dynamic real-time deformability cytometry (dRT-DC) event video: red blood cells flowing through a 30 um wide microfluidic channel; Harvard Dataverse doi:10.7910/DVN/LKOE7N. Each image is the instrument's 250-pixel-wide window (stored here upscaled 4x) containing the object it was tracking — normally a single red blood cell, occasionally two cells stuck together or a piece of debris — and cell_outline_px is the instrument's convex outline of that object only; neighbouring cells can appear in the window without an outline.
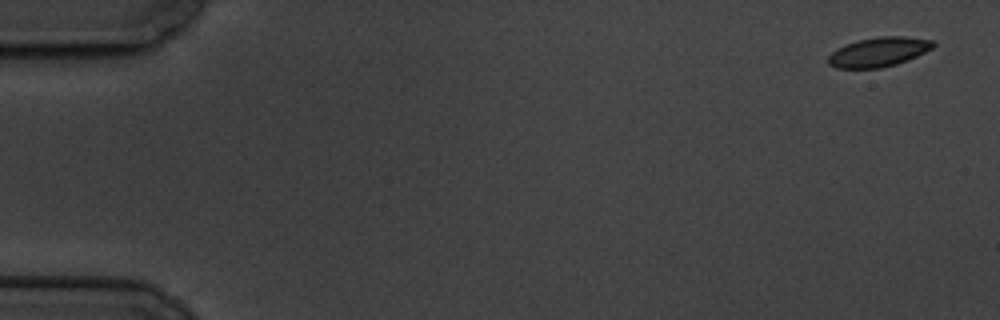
{"species": "common noctule bat (a hibernating species)", "species_latin": "Nyctalus noctula", "temperature_condition": "cold", "stored_images_in_passage": 6, "camera_frame_rate_fps": 3000, "um_per_image_px": 0.085, "animal": {"sex": "male", "body_mass_g": 19.5, "forearm_length_mm": 54.6}, "frame": {"image": 1, "passage_image": 1, "time_ms": 0.0, "image_size_px": [1000, 320], "cell_outline_px": [[936, 44], [932, 48], [908, 60], [896, 64], [880, 68], [836, 68], [828, 64], [828, 56], [836, 48], [844, 44], [860, 40], [880, 36], [904, 36], [932, 40]], "centroid_in_image_um": [74.66, 4.42], "position_along_channel_um": 10.3, "area_um2": 17.98}}
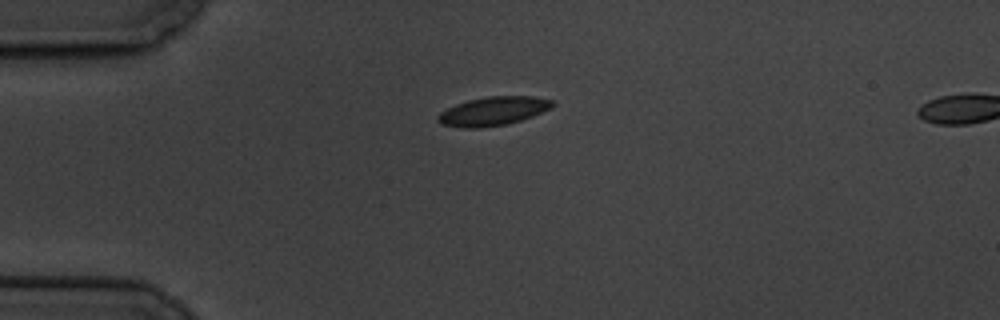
{"frame": {"image": 2, "passage_image": 5, "time_ms": 4.333, "image_size_px": [1000, 320], "cell_outline_px": [[556, 104], [552, 108], [532, 116], [508, 124], [476, 128], [464, 128], [440, 124], [436, 120], [436, 116], [440, 112], [456, 104], [468, 100], [488, 96], [532, 96], [552, 100]], "centroid_in_image_um": [41.91, 9.45], "position_along_channel_um": 43.1, "area_um2": 19.25}}